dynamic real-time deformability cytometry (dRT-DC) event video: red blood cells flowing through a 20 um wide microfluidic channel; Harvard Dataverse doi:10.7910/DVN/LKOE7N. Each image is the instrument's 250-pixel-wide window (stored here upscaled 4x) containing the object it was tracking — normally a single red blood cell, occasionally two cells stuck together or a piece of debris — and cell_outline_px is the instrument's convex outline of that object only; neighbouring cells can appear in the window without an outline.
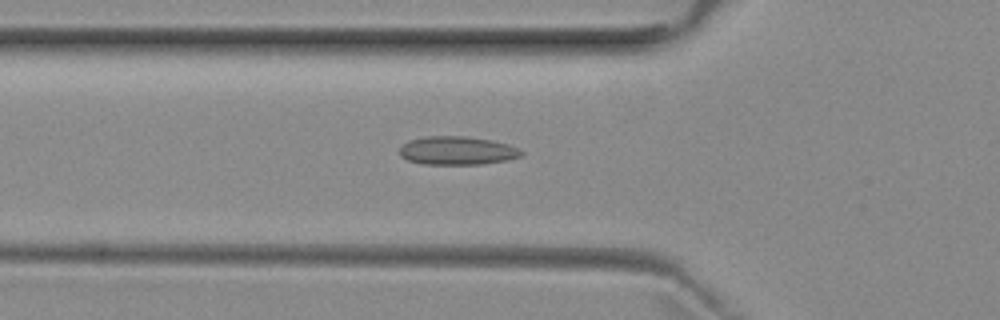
{"species": "common noctule bat (a hibernating species)", "species_latin": "Nyctalus noctula", "temperature_condition": "room temperature", "stored_images_in_passage": 49, "camera_frame_rate_fps": 3000, "um_per_image_px": 0.085, "animal": {"sex": "female", "body_mass_g": 29.2, "forearm_length_mm": 56.3}, "frame": {"image": 1, "passage_image": 15, "time_ms": 4.667, "image_size_px": [1000, 320], "cell_outline_px": [[524, 152], [520, 156], [508, 160], [484, 164], [424, 164], [408, 160], [400, 156], [400, 148], [408, 140], [424, 136], [464, 136], [492, 140], [508, 144], [520, 148]], "centroid_in_image_um": [38.88, 12.8], "position_along_channel_um": 86.9, "area_um2": 20.29}}
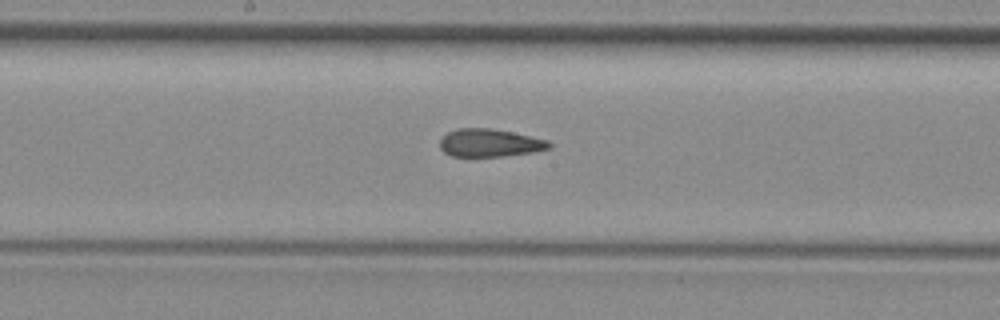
{"frame": {"image": 2, "passage_image": 24, "time_ms": 7.667, "image_size_px": [1000, 320], "cell_outline_px": [[552, 148], [532, 152], [500, 156], [452, 156], [444, 152], [440, 148], [440, 136], [456, 128], [492, 128], [512, 132], [548, 140], [552, 144]], "centroid_in_image_um": [41.61, 12.13], "position_along_channel_um": 206.6, "area_um2": 17.8}}
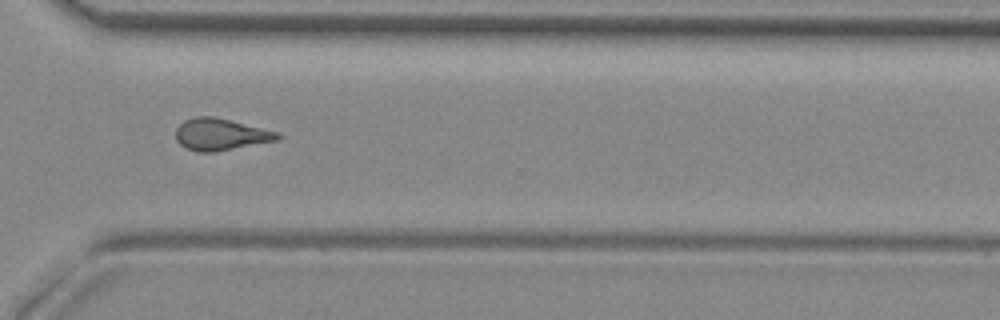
{"frame": {"image": 3, "passage_image": 35, "time_ms": 11.333, "image_size_px": [1000, 320], "cell_outline_px": [[280, 136], [276, 140], [216, 152], [196, 152], [180, 144], [176, 140], [176, 128], [184, 120], [196, 116], [212, 116], [280, 132]], "centroid_in_image_um": [18.72, 11.42], "position_along_channel_um": 351.9, "area_um2": 18.73}, "authors_computed_cell_mechanics": {"area_um2": 18.5538, "velocity_mm_per_s": 3.9707, "shape_relaxation_time_tau1_ms": null, "shape_relaxation_time_tau2_ms": 2.9508, "deformation_change_tau1": null, "deformation_change_tau2": 0.0965}}